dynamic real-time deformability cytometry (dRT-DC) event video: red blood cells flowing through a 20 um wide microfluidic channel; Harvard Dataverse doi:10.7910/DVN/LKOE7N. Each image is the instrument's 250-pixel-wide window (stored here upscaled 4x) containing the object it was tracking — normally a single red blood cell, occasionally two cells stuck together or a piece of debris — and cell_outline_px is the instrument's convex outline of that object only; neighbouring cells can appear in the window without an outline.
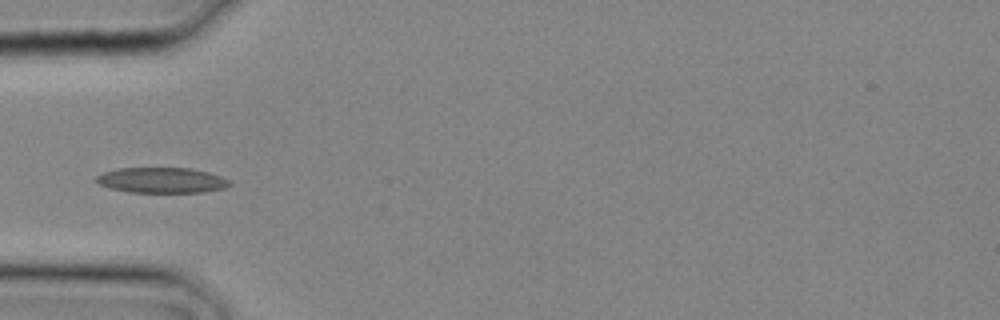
{"species": "common noctule bat (a hibernating species)", "species_latin": "Nyctalus noctula", "temperature_condition": "cold", "stored_images_in_passage": 2, "camera_frame_rate_fps": 3000, "um_per_image_px": 0.085, "animal": {"sex": "male", "body_mass_g": 20.4}, "frame": {"image": 1, "passage_image": 2, "time_ms": 0.333, "image_size_px": [1000, 320], "cell_outline_px": [[232, 184], [224, 188], [204, 192], [128, 192], [112, 188], [100, 184], [96, 180], [96, 176], [104, 172], [120, 168], [192, 168], [208, 172], [220, 176], [228, 180]], "centroid_in_image_um": [13.77, 15.31], "position_along_channel_um": 71.2, "area_um2": 19.59}}